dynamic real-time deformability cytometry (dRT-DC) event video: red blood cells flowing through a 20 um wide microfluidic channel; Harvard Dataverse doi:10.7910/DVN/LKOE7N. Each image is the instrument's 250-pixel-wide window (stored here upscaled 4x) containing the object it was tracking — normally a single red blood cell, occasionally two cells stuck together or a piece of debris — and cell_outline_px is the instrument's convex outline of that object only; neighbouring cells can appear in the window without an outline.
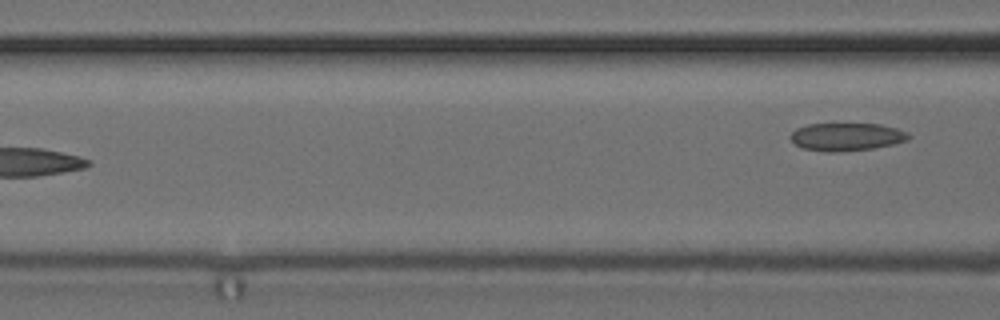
{"species": "common noctule bat (a hibernating species)", "species_latin": "Nyctalus noctula", "temperature_condition": "cold", "stored_images_in_passage": 7, "camera_frame_rate_fps": 3000, "um_per_image_px": 0.085, "animal": {"sex": "female", "body_mass_g": 24.6, "forearm_length_mm": 56.2}, "frame": {"image": 1, "passage_image": 7, "time_ms": 7.0, "image_size_px": [1000, 320], "cell_outline_px": [[912, 136], [908, 140], [892, 144], [872, 148], [836, 152], [828, 152], [800, 148], [788, 136], [796, 128], [808, 124], [880, 124], [896, 128], [908, 132]], "centroid_in_image_um": [71.94, 11.62], "position_along_channel_um": 94.7, "area_um2": 19.19}}